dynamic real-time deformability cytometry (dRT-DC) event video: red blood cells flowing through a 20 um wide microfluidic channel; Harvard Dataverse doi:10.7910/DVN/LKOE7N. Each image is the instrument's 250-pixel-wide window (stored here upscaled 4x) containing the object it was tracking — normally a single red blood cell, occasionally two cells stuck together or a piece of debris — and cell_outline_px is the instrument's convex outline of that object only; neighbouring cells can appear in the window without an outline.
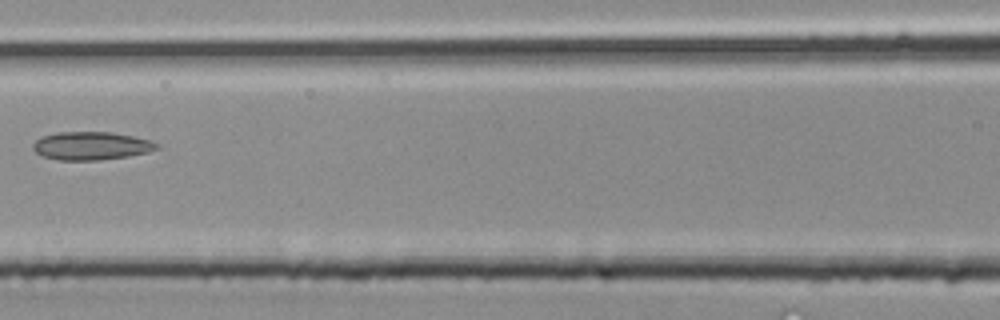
{"species": "common noctule bat (a hibernating species)", "species_latin": "Nyctalus noctula", "temperature_condition": "room temperature", "stored_images_in_passage": 31, "camera_frame_rate_fps": 3000, "um_per_image_px": 0.085, "animal": {"sex": "male", "body_mass_g": 20.4}, "frame": {"image": 1, "passage_image": 13, "time_ms": 4.0, "image_size_px": [1000, 320], "cell_outline_px": [[160, 148], [148, 152], [128, 156], [100, 160], [56, 160], [44, 156], [36, 152], [32, 148], [32, 144], [40, 136], [56, 132], [112, 132], [132, 136], [148, 140], [160, 144]], "centroid_in_image_um": [7.74, 12.39], "position_along_channel_um": 158.9, "area_um2": 20.4}}
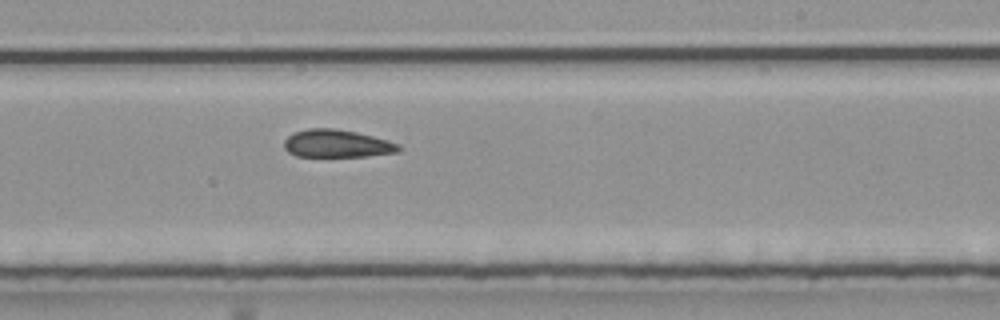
{"frame": {"image": 2, "passage_image": 18, "time_ms": 5.667, "image_size_px": [1000, 320], "cell_outline_px": [[400, 152], [364, 156], [296, 156], [288, 152], [284, 148], [284, 140], [292, 132], [308, 128], [332, 128], [356, 132], [388, 140], [396, 144], [400, 148]], "centroid_in_image_um": [28.59, 12.2], "position_along_channel_um": 260.4, "area_um2": 18.44}}
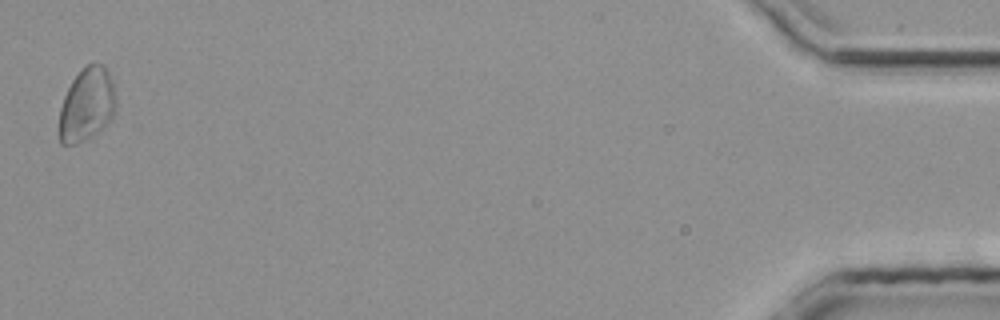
{"frame": {"image": 3, "passage_image": 31, "time_ms": 10.0, "image_size_px": [1000, 320], "cell_outline_px": [[116, 108], [112, 116], [92, 136], [76, 144], [60, 144], [56, 132], [60, 108], [64, 96], [72, 80], [92, 60], [96, 60], [104, 64], [112, 80], [116, 96]], "centroid_in_image_um": [7.35, 8.88], "position_along_channel_um": 427.9, "area_um2": 24.62}}